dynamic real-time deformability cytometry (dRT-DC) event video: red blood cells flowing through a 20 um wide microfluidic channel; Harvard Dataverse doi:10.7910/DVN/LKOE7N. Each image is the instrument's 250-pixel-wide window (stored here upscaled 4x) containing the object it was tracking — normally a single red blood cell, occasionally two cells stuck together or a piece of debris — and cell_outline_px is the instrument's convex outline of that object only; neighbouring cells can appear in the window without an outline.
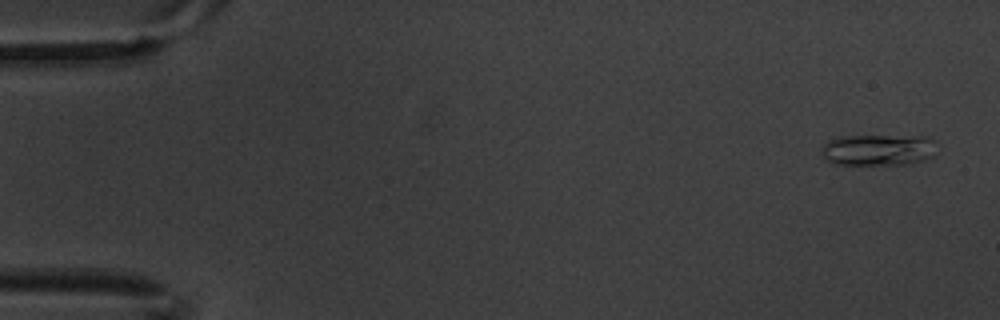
{"species": "common noctule bat (a hibernating species)", "species_latin": "Nyctalus noctula", "temperature_condition": "warm", "stored_images_in_passage": 4, "camera_frame_rate_fps": 3000, "um_per_image_px": 0.085, "animal": {"sex": "male", "body_mass_g": 20.1, "forearm_length_mm": 53.5}, "frame": {"image": 1, "passage_image": 1, "time_ms": 0.0, "image_size_px": [1000, 320], "cell_outline_px": [[936, 140], [932, 156], [924, 160], [908, 164], [832, 164], [820, 152], [820, 148], [828, 140], [844, 136], [928, 136]], "centroid_in_image_um": [74.65, 12.73], "position_along_channel_um": 10.4, "area_um2": 21.1}}